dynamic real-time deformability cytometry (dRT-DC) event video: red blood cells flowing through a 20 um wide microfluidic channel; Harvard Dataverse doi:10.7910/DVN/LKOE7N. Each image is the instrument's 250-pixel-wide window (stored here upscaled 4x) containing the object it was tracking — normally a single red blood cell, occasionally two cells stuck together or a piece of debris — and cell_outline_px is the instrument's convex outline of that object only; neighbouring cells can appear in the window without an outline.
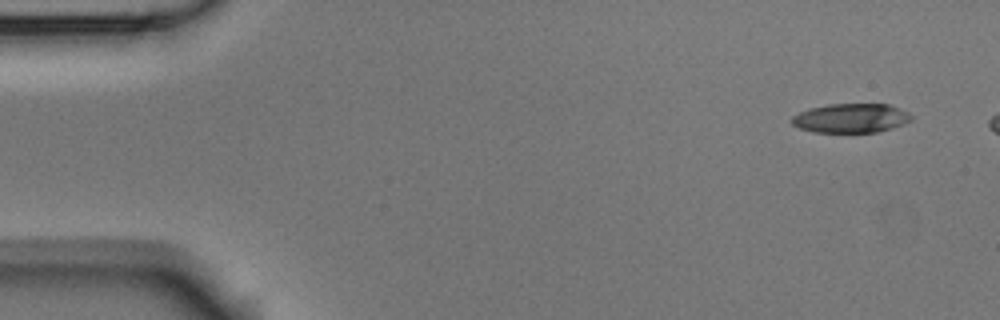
{"species": "Egyptian fruit bat (a non-hibernating species)", "species_latin": "Rousettus aegyptiacus", "temperature_condition": "room temperature", "stored_images_in_passage": 13, "camera_frame_rate_fps": 3000, "um_per_image_px": 0.085, "animal": {"sex": "male"}, "frame": {"image": 1, "passage_image": 1, "time_ms": 0.0, "image_size_px": [1000, 320], "cell_outline_px": [[912, 120], [904, 124], [892, 128], [876, 132], [812, 132], [800, 128], [792, 124], [792, 116], [808, 108], [828, 104], [888, 104], [900, 108], [908, 112], [912, 116]], "centroid_in_image_um": [72.34, 10.04], "position_along_channel_um": 12.7, "area_um2": 20.4}}
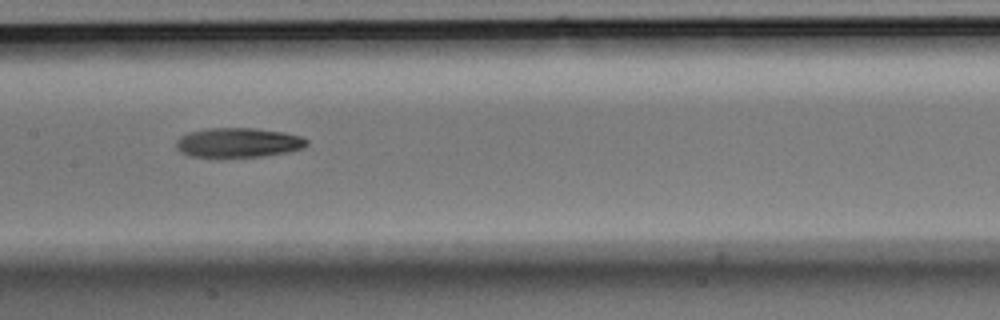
{"frame": {"image": 2, "passage_image": 7, "time_ms": 2.0, "image_size_px": [1000, 320], "cell_outline_px": [[308, 144], [304, 148], [288, 152], [264, 156], [188, 156], [176, 148], [176, 140], [180, 136], [188, 132], [208, 128], [256, 128], [284, 132], [300, 136], [308, 140]], "centroid_in_image_um": [20.27, 12.11], "position_along_channel_um": 187.1, "area_um2": 22.43}}
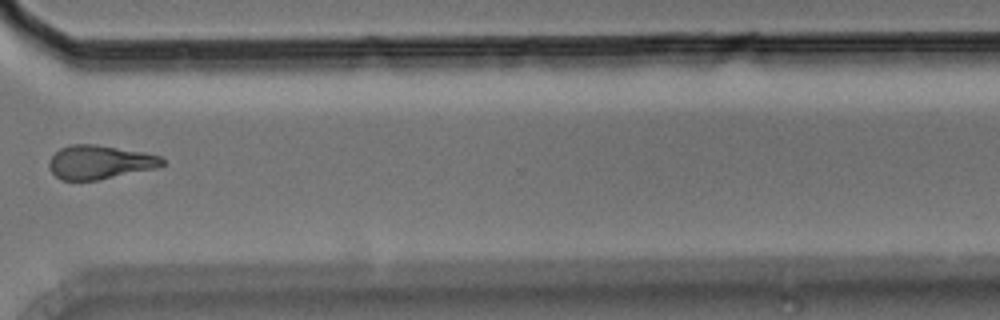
{"frame": {"image": 3, "passage_image": 11, "time_ms": 3.333, "image_size_px": [1000, 320], "cell_outline_px": [[164, 164], [160, 168], [96, 180], [60, 180], [52, 172], [48, 164], [48, 160], [60, 148], [72, 144], [96, 144], [144, 152], [160, 156], [164, 160]], "centroid_in_image_um": [8.5, 13.78], "position_along_channel_um": 362.1, "area_um2": 22.43}}